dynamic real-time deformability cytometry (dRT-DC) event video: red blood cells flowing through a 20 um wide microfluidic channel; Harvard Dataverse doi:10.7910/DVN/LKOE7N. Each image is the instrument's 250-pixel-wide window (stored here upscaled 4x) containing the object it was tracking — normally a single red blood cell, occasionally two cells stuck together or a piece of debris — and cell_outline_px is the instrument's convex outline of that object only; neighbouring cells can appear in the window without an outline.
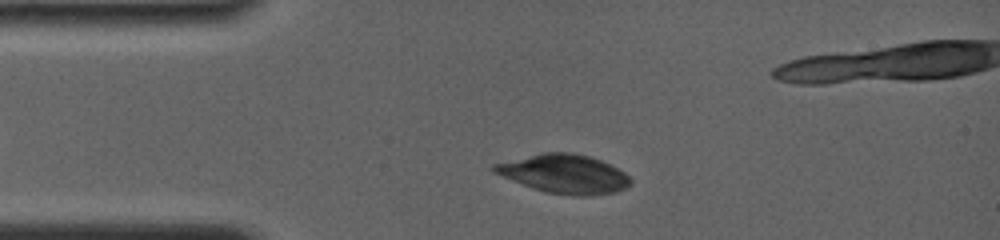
{"species": "common noctule bat (a hibernating species)", "species_latin": "Nyctalus noctula", "temperature_condition": "room temperature", "stored_images_in_passage": 13, "camera_frame_rate_fps": 4000, "um_per_image_px": 0.085, "animal": {"sex": "female", "body_mass_g": 19.0, "forearm_length_mm": 56.7}, "frame": {"image": 1, "passage_image": 8, "time_ms": 1.75, "image_size_px": [1000, 240], "cell_outline_px": [[632, 184], [616, 192], [588, 196], [572, 196], [544, 192], [532, 188], [492, 172], [488, 168], [492, 164], [540, 152], [572, 152], [588, 156], [600, 160], [624, 172], [632, 180]], "centroid_in_image_um": [47.91, 14.78], "position_along_channel_um": 37.1, "area_um2": 31.1}}